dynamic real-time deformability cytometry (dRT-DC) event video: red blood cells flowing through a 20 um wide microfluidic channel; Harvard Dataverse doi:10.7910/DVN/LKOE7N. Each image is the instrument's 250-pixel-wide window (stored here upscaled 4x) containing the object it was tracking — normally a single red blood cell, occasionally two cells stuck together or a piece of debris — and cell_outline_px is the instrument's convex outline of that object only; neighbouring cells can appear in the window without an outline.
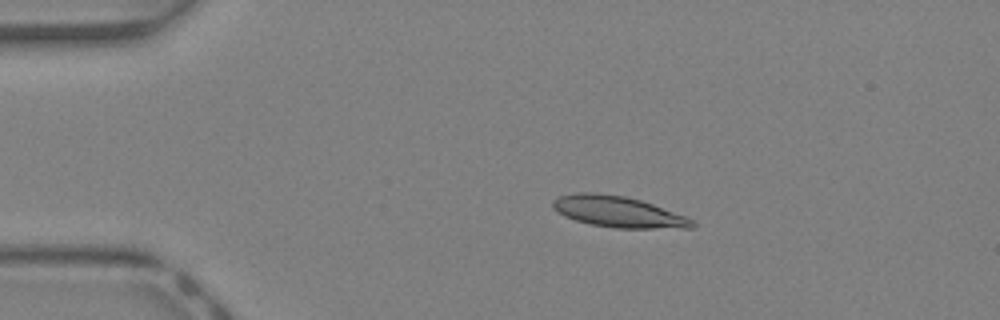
{"species": "Egyptian fruit bat (a non-hibernating species)", "species_latin": "Rousettus aegyptiacus", "temperature_condition": "warm", "stored_images_in_passage": 41, "camera_frame_rate_fps": 3000, "um_per_image_px": 0.085, "animal": {"sex": "female"}, "frame": {"image": 1, "passage_image": 8, "time_ms": 2.333, "image_size_px": [1000, 320], "cell_outline_px": [[696, 224], [692, 228], [616, 228], [592, 224], [576, 220], [564, 216], [556, 212], [552, 208], [552, 200], [560, 196], [580, 192], [596, 192], [624, 196], [640, 200], [688, 216]], "centroid_in_image_um": [52.54, 18.0], "position_along_channel_um": 32.5, "area_um2": 25.26}}
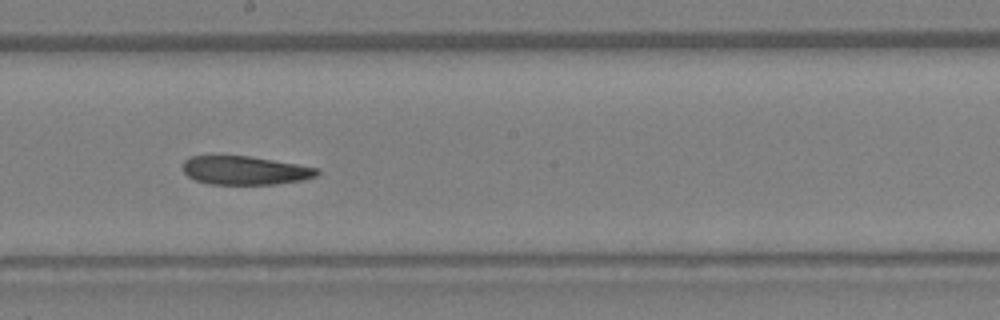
{"frame": {"image": 2, "passage_image": 23, "time_ms": 7.333, "image_size_px": [1000, 320], "cell_outline_px": [[320, 172], [316, 176], [304, 180], [276, 184], [208, 184], [196, 180], [188, 176], [184, 172], [184, 160], [188, 156], [212, 152], [248, 156], [320, 168]], "centroid_in_image_um": [20.75, 14.44], "position_along_channel_um": 227.4, "area_um2": 23.18}}
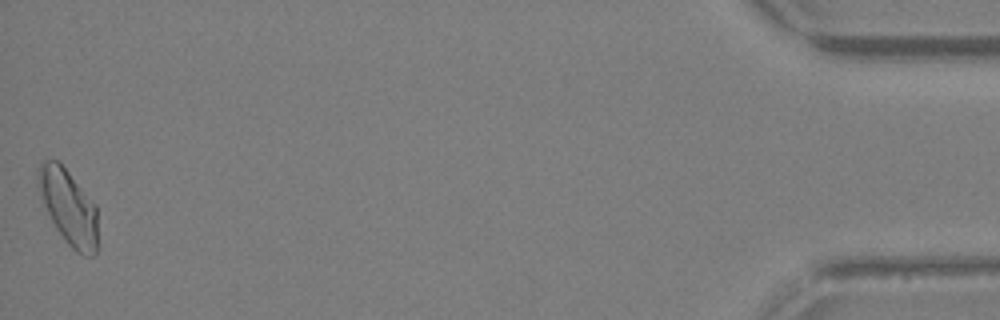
{"frame": {"image": 3, "passage_image": 41, "time_ms": 13.333, "image_size_px": [1000, 320], "cell_outline_px": [[96, 252], [92, 256], [84, 256], [76, 252], [68, 244], [56, 228], [36, 188], [36, 168], [40, 160], [56, 160], [68, 172], [96, 204]], "centroid_in_image_um": [5.77, 17.56], "position_along_channel_um": 429.4, "area_um2": 26.01}, "authors_computed_cell_mechanics": {"area_um2": 23.9292, "velocity_mm_per_s": 4.9673, "shape_relaxation_time_tau1_ms": 4.9954, "shape_relaxation_time_tau2_ms": 6.0053, "deformation_change_tau1": 0.1721, "deformation_change_tau2": 0.1374}}